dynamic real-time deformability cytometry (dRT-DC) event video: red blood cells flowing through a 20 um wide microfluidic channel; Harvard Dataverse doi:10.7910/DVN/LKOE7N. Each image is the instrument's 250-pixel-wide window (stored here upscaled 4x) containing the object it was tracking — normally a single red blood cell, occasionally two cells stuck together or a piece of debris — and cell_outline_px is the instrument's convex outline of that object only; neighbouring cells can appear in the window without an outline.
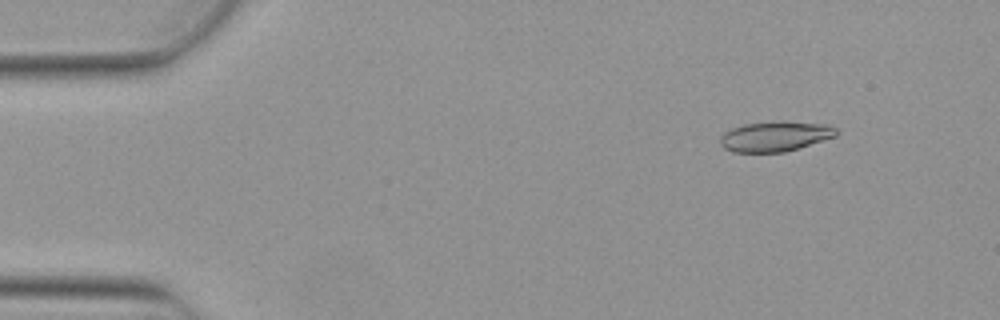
{"species": "Egyptian fruit bat (a non-hibernating species)", "species_latin": "Rousettus aegyptiacus", "temperature_condition": "warm", "stored_images_in_passage": 4, "camera_frame_rate_fps": 3000, "um_per_image_px": 0.085, "animal": {"sex": "female"}, "frame": {"image": 1, "passage_image": 2, "time_ms": 0.333, "image_size_px": [1000, 320], "cell_outline_px": [[840, 132], [836, 136], [784, 152], [732, 152], [724, 148], [720, 144], [720, 136], [724, 132], [732, 128], [744, 124], [776, 120], [784, 120], [828, 124], [836, 128]], "centroid_in_image_um": [65.89, 11.56], "position_along_channel_um": 19.1, "area_um2": 20.69}}
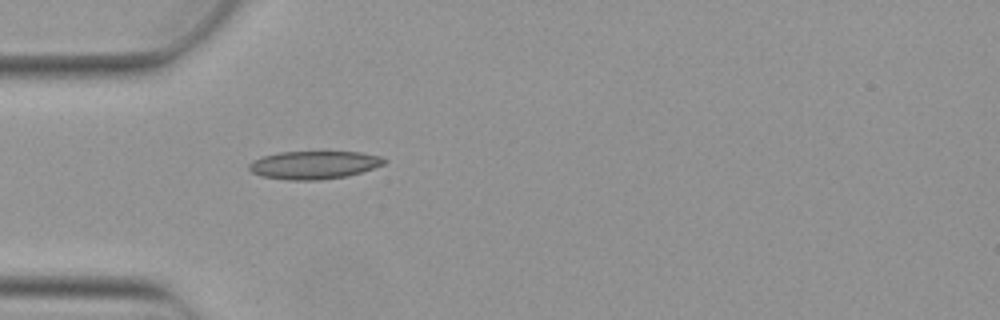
{"frame": {"image": 2, "passage_image": 4, "time_ms": 1.0, "image_size_px": [1000, 320], "cell_outline_px": [[388, 160], [384, 164], [348, 176], [320, 180], [288, 180], [260, 176], [252, 172], [248, 168], [248, 164], [252, 160], [264, 156], [280, 152], [360, 152], [384, 156]], "centroid_in_image_um": [26.7, 14.02], "position_along_channel_um": 58.3, "area_um2": 22.2}}